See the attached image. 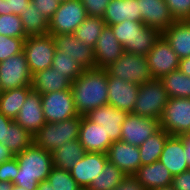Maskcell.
Returning <instances> with one entry per match:
<instances>
[{
  "mask_svg": "<svg viewBox=\"0 0 190 190\" xmlns=\"http://www.w3.org/2000/svg\"><path fill=\"white\" fill-rule=\"evenodd\" d=\"M56 51L69 54L84 69L95 68L94 48L78 40L74 34H58L53 36Z\"/></svg>",
  "mask_w": 190,
  "mask_h": 190,
  "instance_id": "9a60e30c",
  "label": "cell"
},
{
  "mask_svg": "<svg viewBox=\"0 0 190 190\" xmlns=\"http://www.w3.org/2000/svg\"><path fill=\"white\" fill-rule=\"evenodd\" d=\"M162 36L179 59L190 57V20L175 21L162 32Z\"/></svg>",
  "mask_w": 190,
  "mask_h": 190,
  "instance_id": "4316f807",
  "label": "cell"
},
{
  "mask_svg": "<svg viewBox=\"0 0 190 190\" xmlns=\"http://www.w3.org/2000/svg\"><path fill=\"white\" fill-rule=\"evenodd\" d=\"M31 2L48 21L53 17L60 4L58 0H31Z\"/></svg>",
  "mask_w": 190,
  "mask_h": 190,
  "instance_id": "ee69618b",
  "label": "cell"
},
{
  "mask_svg": "<svg viewBox=\"0 0 190 190\" xmlns=\"http://www.w3.org/2000/svg\"><path fill=\"white\" fill-rule=\"evenodd\" d=\"M0 35L14 38H27L21 18L15 14L0 15Z\"/></svg>",
  "mask_w": 190,
  "mask_h": 190,
  "instance_id": "8d00e7d4",
  "label": "cell"
},
{
  "mask_svg": "<svg viewBox=\"0 0 190 190\" xmlns=\"http://www.w3.org/2000/svg\"><path fill=\"white\" fill-rule=\"evenodd\" d=\"M176 21L190 20V0H165Z\"/></svg>",
  "mask_w": 190,
  "mask_h": 190,
  "instance_id": "ab89813d",
  "label": "cell"
},
{
  "mask_svg": "<svg viewBox=\"0 0 190 190\" xmlns=\"http://www.w3.org/2000/svg\"><path fill=\"white\" fill-rule=\"evenodd\" d=\"M160 128L170 136L190 133V98H172L166 103Z\"/></svg>",
  "mask_w": 190,
  "mask_h": 190,
  "instance_id": "9c48e42d",
  "label": "cell"
},
{
  "mask_svg": "<svg viewBox=\"0 0 190 190\" xmlns=\"http://www.w3.org/2000/svg\"><path fill=\"white\" fill-rule=\"evenodd\" d=\"M13 183L12 182H0V190H12Z\"/></svg>",
  "mask_w": 190,
  "mask_h": 190,
  "instance_id": "f5cc1de1",
  "label": "cell"
},
{
  "mask_svg": "<svg viewBox=\"0 0 190 190\" xmlns=\"http://www.w3.org/2000/svg\"><path fill=\"white\" fill-rule=\"evenodd\" d=\"M178 69L186 76H190V57L180 59Z\"/></svg>",
  "mask_w": 190,
  "mask_h": 190,
  "instance_id": "f907efd6",
  "label": "cell"
},
{
  "mask_svg": "<svg viewBox=\"0 0 190 190\" xmlns=\"http://www.w3.org/2000/svg\"><path fill=\"white\" fill-rule=\"evenodd\" d=\"M82 116L72 117L61 122H46L33 136V142L45 151L53 152L63 143L79 139Z\"/></svg>",
  "mask_w": 190,
  "mask_h": 190,
  "instance_id": "277c9868",
  "label": "cell"
},
{
  "mask_svg": "<svg viewBox=\"0 0 190 190\" xmlns=\"http://www.w3.org/2000/svg\"><path fill=\"white\" fill-rule=\"evenodd\" d=\"M32 87H19L0 92V113L15 120Z\"/></svg>",
  "mask_w": 190,
  "mask_h": 190,
  "instance_id": "f546056e",
  "label": "cell"
},
{
  "mask_svg": "<svg viewBox=\"0 0 190 190\" xmlns=\"http://www.w3.org/2000/svg\"><path fill=\"white\" fill-rule=\"evenodd\" d=\"M89 16L103 17L110 0H81Z\"/></svg>",
  "mask_w": 190,
  "mask_h": 190,
  "instance_id": "7bdbcfd3",
  "label": "cell"
},
{
  "mask_svg": "<svg viewBox=\"0 0 190 190\" xmlns=\"http://www.w3.org/2000/svg\"><path fill=\"white\" fill-rule=\"evenodd\" d=\"M48 182L52 185L54 190H79L80 187L72 178L69 171L53 167L49 176Z\"/></svg>",
  "mask_w": 190,
  "mask_h": 190,
  "instance_id": "74e56055",
  "label": "cell"
},
{
  "mask_svg": "<svg viewBox=\"0 0 190 190\" xmlns=\"http://www.w3.org/2000/svg\"><path fill=\"white\" fill-rule=\"evenodd\" d=\"M12 190H27L26 188H23L21 186L13 185Z\"/></svg>",
  "mask_w": 190,
  "mask_h": 190,
  "instance_id": "db71d44e",
  "label": "cell"
},
{
  "mask_svg": "<svg viewBox=\"0 0 190 190\" xmlns=\"http://www.w3.org/2000/svg\"><path fill=\"white\" fill-rule=\"evenodd\" d=\"M12 121H13L12 119L0 113V143H2L3 145H4L5 127L9 126V124Z\"/></svg>",
  "mask_w": 190,
  "mask_h": 190,
  "instance_id": "7dc6e473",
  "label": "cell"
},
{
  "mask_svg": "<svg viewBox=\"0 0 190 190\" xmlns=\"http://www.w3.org/2000/svg\"><path fill=\"white\" fill-rule=\"evenodd\" d=\"M134 176L146 190L170 186L173 179V175L160 161L141 165Z\"/></svg>",
  "mask_w": 190,
  "mask_h": 190,
  "instance_id": "cb8c5ba5",
  "label": "cell"
},
{
  "mask_svg": "<svg viewBox=\"0 0 190 190\" xmlns=\"http://www.w3.org/2000/svg\"><path fill=\"white\" fill-rule=\"evenodd\" d=\"M125 176L122 170L107 160L104 169L92 181L88 190H114Z\"/></svg>",
  "mask_w": 190,
  "mask_h": 190,
  "instance_id": "836d02e7",
  "label": "cell"
},
{
  "mask_svg": "<svg viewBox=\"0 0 190 190\" xmlns=\"http://www.w3.org/2000/svg\"><path fill=\"white\" fill-rule=\"evenodd\" d=\"M147 58L150 72L154 79H160L162 76L179 68L180 59L162 35L149 51Z\"/></svg>",
  "mask_w": 190,
  "mask_h": 190,
  "instance_id": "7c38bea8",
  "label": "cell"
},
{
  "mask_svg": "<svg viewBox=\"0 0 190 190\" xmlns=\"http://www.w3.org/2000/svg\"><path fill=\"white\" fill-rule=\"evenodd\" d=\"M51 153L54 167L69 171L77 161L82 159L85 150L79 140H73L63 143Z\"/></svg>",
  "mask_w": 190,
  "mask_h": 190,
  "instance_id": "83f0119b",
  "label": "cell"
},
{
  "mask_svg": "<svg viewBox=\"0 0 190 190\" xmlns=\"http://www.w3.org/2000/svg\"><path fill=\"white\" fill-rule=\"evenodd\" d=\"M138 7L141 22L161 33L176 21L165 0H138Z\"/></svg>",
  "mask_w": 190,
  "mask_h": 190,
  "instance_id": "d6986e66",
  "label": "cell"
},
{
  "mask_svg": "<svg viewBox=\"0 0 190 190\" xmlns=\"http://www.w3.org/2000/svg\"><path fill=\"white\" fill-rule=\"evenodd\" d=\"M19 171L16 157L0 164V182H12Z\"/></svg>",
  "mask_w": 190,
  "mask_h": 190,
  "instance_id": "b9f144b4",
  "label": "cell"
},
{
  "mask_svg": "<svg viewBox=\"0 0 190 190\" xmlns=\"http://www.w3.org/2000/svg\"><path fill=\"white\" fill-rule=\"evenodd\" d=\"M37 190H54L48 180H44L39 183Z\"/></svg>",
  "mask_w": 190,
  "mask_h": 190,
  "instance_id": "816d5d0a",
  "label": "cell"
},
{
  "mask_svg": "<svg viewBox=\"0 0 190 190\" xmlns=\"http://www.w3.org/2000/svg\"><path fill=\"white\" fill-rule=\"evenodd\" d=\"M31 0H0V15L15 14L20 16L21 11L28 8Z\"/></svg>",
  "mask_w": 190,
  "mask_h": 190,
  "instance_id": "60d3db41",
  "label": "cell"
},
{
  "mask_svg": "<svg viewBox=\"0 0 190 190\" xmlns=\"http://www.w3.org/2000/svg\"><path fill=\"white\" fill-rule=\"evenodd\" d=\"M108 104L118 110L133 113L139 85L111 77L108 74Z\"/></svg>",
  "mask_w": 190,
  "mask_h": 190,
  "instance_id": "2e32d148",
  "label": "cell"
},
{
  "mask_svg": "<svg viewBox=\"0 0 190 190\" xmlns=\"http://www.w3.org/2000/svg\"><path fill=\"white\" fill-rule=\"evenodd\" d=\"M33 143V135L14 120L5 127L4 145L15 155L21 153Z\"/></svg>",
  "mask_w": 190,
  "mask_h": 190,
  "instance_id": "1f68e13d",
  "label": "cell"
},
{
  "mask_svg": "<svg viewBox=\"0 0 190 190\" xmlns=\"http://www.w3.org/2000/svg\"><path fill=\"white\" fill-rule=\"evenodd\" d=\"M108 160L107 153L85 152L69 170L72 178L82 189H88L92 181L102 172Z\"/></svg>",
  "mask_w": 190,
  "mask_h": 190,
  "instance_id": "5bb4252c",
  "label": "cell"
},
{
  "mask_svg": "<svg viewBox=\"0 0 190 190\" xmlns=\"http://www.w3.org/2000/svg\"><path fill=\"white\" fill-rule=\"evenodd\" d=\"M108 73L106 69H84L72 82L71 91L77 114L85 116L90 110L108 104Z\"/></svg>",
  "mask_w": 190,
  "mask_h": 190,
  "instance_id": "6da1fadb",
  "label": "cell"
},
{
  "mask_svg": "<svg viewBox=\"0 0 190 190\" xmlns=\"http://www.w3.org/2000/svg\"><path fill=\"white\" fill-rule=\"evenodd\" d=\"M168 100L163 83L159 79H153L139 85L133 114L160 120Z\"/></svg>",
  "mask_w": 190,
  "mask_h": 190,
  "instance_id": "5b68a950",
  "label": "cell"
},
{
  "mask_svg": "<svg viewBox=\"0 0 190 190\" xmlns=\"http://www.w3.org/2000/svg\"><path fill=\"white\" fill-rule=\"evenodd\" d=\"M32 73L24 52L0 62V92L19 87H31Z\"/></svg>",
  "mask_w": 190,
  "mask_h": 190,
  "instance_id": "30bf717a",
  "label": "cell"
},
{
  "mask_svg": "<svg viewBox=\"0 0 190 190\" xmlns=\"http://www.w3.org/2000/svg\"><path fill=\"white\" fill-rule=\"evenodd\" d=\"M88 14L81 0L60 2L58 9L49 20L48 34H73Z\"/></svg>",
  "mask_w": 190,
  "mask_h": 190,
  "instance_id": "52a82bcc",
  "label": "cell"
},
{
  "mask_svg": "<svg viewBox=\"0 0 190 190\" xmlns=\"http://www.w3.org/2000/svg\"><path fill=\"white\" fill-rule=\"evenodd\" d=\"M55 51L53 36L49 34L28 36L25 39L23 52L32 75L52 67Z\"/></svg>",
  "mask_w": 190,
  "mask_h": 190,
  "instance_id": "ba28073f",
  "label": "cell"
},
{
  "mask_svg": "<svg viewBox=\"0 0 190 190\" xmlns=\"http://www.w3.org/2000/svg\"><path fill=\"white\" fill-rule=\"evenodd\" d=\"M159 80L163 83L169 99L190 98V76H186L179 69L162 76Z\"/></svg>",
  "mask_w": 190,
  "mask_h": 190,
  "instance_id": "d6a6232c",
  "label": "cell"
},
{
  "mask_svg": "<svg viewBox=\"0 0 190 190\" xmlns=\"http://www.w3.org/2000/svg\"><path fill=\"white\" fill-rule=\"evenodd\" d=\"M114 190H146L134 175H126Z\"/></svg>",
  "mask_w": 190,
  "mask_h": 190,
  "instance_id": "bcb514c9",
  "label": "cell"
},
{
  "mask_svg": "<svg viewBox=\"0 0 190 190\" xmlns=\"http://www.w3.org/2000/svg\"><path fill=\"white\" fill-rule=\"evenodd\" d=\"M169 136L170 134L160 128L138 146L141 165L152 164L159 161L164 144Z\"/></svg>",
  "mask_w": 190,
  "mask_h": 190,
  "instance_id": "4dcf8cb0",
  "label": "cell"
},
{
  "mask_svg": "<svg viewBox=\"0 0 190 190\" xmlns=\"http://www.w3.org/2000/svg\"><path fill=\"white\" fill-rule=\"evenodd\" d=\"M41 102L46 122L56 123L79 116L75 107L71 88L41 94Z\"/></svg>",
  "mask_w": 190,
  "mask_h": 190,
  "instance_id": "8fae6325",
  "label": "cell"
},
{
  "mask_svg": "<svg viewBox=\"0 0 190 190\" xmlns=\"http://www.w3.org/2000/svg\"><path fill=\"white\" fill-rule=\"evenodd\" d=\"M115 37L124 48V52L147 56L162 33L146 26L143 22L124 20L111 25Z\"/></svg>",
  "mask_w": 190,
  "mask_h": 190,
  "instance_id": "3957f363",
  "label": "cell"
},
{
  "mask_svg": "<svg viewBox=\"0 0 190 190\" xmlns=\"http://www.w3.org/2000/svg\"><path fill=\"white\" fill-rule=\"evenodd\" d=\"M156 190H174V188L170 185V186L162 187Z\"/></svg>",
  "mask_w": 190,
  "mask_h": 190,
  "instance_id": "11a10c76",
  "label": "cell"
},
{
  "mask_svg": "<svg viewBox=\"0 0 190 190\" xmlns=\"http://www.w3.org/2000/svg\"><path fill=\"white\" fill-rule=\"evenodd\" d=\"M15 157L19 171L12 183L27 190H37L39 183L47 180L54 167L52 153L38 147L34 142Z\"/></svg>",
  "mask_w": 190,
  "mask_h": 190,
  "instance_id": "7a4b0ae2",
  "label": "cell"
},
{
  "mask_svg": "<svg viewBox=\"0 0 190 190\" xmlns=\"http://www.w3.org/2000/svg\"><path fill=\"white\" fill-rule=\"evenodd\" d=\"M102 18L108 26L121 23L124 20L141 22L138 0H110Z\"/></svg>",
  "mask_w": 190,
  "mask_h": 190,
  "instance_id": "d4e9b609",
  "label": "cell"
},
{
  "mask_svg": "<svg viewBox=\"0 0 190 190\" xmlns=\"http://www.w3.org/2000/svg\"><path fill=\"white\" fill-rule=\"evenodd\" d=\"M105 25L102 17L88 15L73 34L82 43L94 48Z\"/></svg>",
  "mask_w": 190,
  "mask_h": 190,
  "instance_id": "e575fe53",
  "label": "cell"
},
{
  "mask_svg": "<svg viewBox=\"0 0 190 190\" xmlns=\"http://www.w3.org/2000/svg\"><path fill=\"white\" fill-rule=\"evenodd\" d=\"M14 121L33 136L46 123L41 102V94L39 92L31 90L27 94L24 104Z\"/></svg>",
  "mask_w": 190,
  "mask_h": 190,
  "instance_id": "e0dca14e",
  "label": "cell"
},
{
  "mask_svg": "<svg viewBox=\"0 0 190 190\" xmlns=\"http://www.w3.org/2000/svg\"><path fill=\"white\" fill-rule=\"evenodd\" d=\"M160 129V120L128 113L121 126L123 142L140 146L148 137Z\"/></svg>",
  "mask_w": 190,
  "mask_h": 190,
  "instance_id": "4fadbf2b",
  "label": "cell"
},
{
  "mask_svg": "<svg viewBox=\"0 0 190 190\" xmlns=\"http://www.w3.org/2000/svg\"><path fill=\"white\" fill-rule=\"evenodd\" d=\"M110 162L116 165L126 175H134L141 166L138 146L123 141L113 142L107 152Z\"/></svg>",
  "mask_w": 190,
  "mask_h": 190,
  "instance_id": "7402d4cb",
  "label": "cell"
},
{
  "mask_svg": "<svg viewBox=\"0 0 190 190\" xmlns=\"http://www.w3.org/2000/svg\"><path fill=\"white\" fill-rule=\"evenodd\" d=\"M124 53V48L117 40L111 26L105 25L94 47L95 68L106 69Z\"/></svg>",
  "mask_w": 190,
  "mask_h": 190,
  "instance_id": "ac0fdd59",
  "label": "cell"
},
{
  "mask_svg": "<svg viewBox=\"0 0 190 190\" xmlns=\"http://www.w3.org/2000/svg\"><path fill=\"white\" fill-rule=\"evenodd\" d=\"M25 39L0 35V62L23 52Z\"/></svg>",
  "mask_w": 190,
  "mask_h": 190,
  "instance_id": "f35d334b",
  "label": "cell"
},
{
  "mask_svg": "<svg viewBox=\"0 0 190 190\" xmlns=\"http://www.w3.org/2000/svg\"><path fill=\"white\" fill-rule=\"evenodd\" d=\"M78 140L85 152L107 153L113 143L103 126L89 120L86 116H82Z\"/></svg>",
  "mask_w": 190,
  "mask_h": 190,
  "instance_id": "44dd1931",
  "label": "cell"
},
{
  "mask_svg": "<svg viewBox=\"0 0 190 190\" xmlns=\"http://www.w3.org/2000/svg\"><path fill=\"white\" fill-rule=\"evenodd\" d=\"M19 17L27 37L48 34L49 21L32 2L29 3L27 9L21 11Z\"/></svg>",
  "mask_w": 190,
  "mask_h": 190,
  "instance_id": "f1b7e54d",
  "label": "cell"
},
{
  "mask_svg": "<svg viewBox=\"0 0 190 190\" xmlns=\"http://www.w3.org/2000/svg\"><path fill=\"white\" fill-rule=\"evenodd\" d=\"M52 68L67 77L71 82L75 81L82 73L84 68L75 61L69 54H62L55 51Z\"/></svg>",
  "mask_w": 190,
  "mask_h": 190,
  "instance_id": "d590c367",
  "label": "cell"
},
{
  "mask_svg": "<svg viewBox=\"0 0 190 190\" xmlns=\"http://www.w3.org/2000/svg\"><path fill=\"white\" fill-rule=\"evenodd\" d=\"M184 143L180 136H169L159 161L175 176L190 169L185 159Z\"/></svg>",
  "mask_w": 190,
  "mask_h": 190,
  "instance_id": "603a6c76",
  "label": "cell"
},
{
  "mask_svg": "<svg viewBox=\"0 0 190 190\" xmlns=\"http://www.w3.org/2000/svg\"><path fill=\"white\" fill-rule=\"evenodd\" d=\"M171 186L174 190H190V169L173 176Z\"/></svg>",
  "mask_w": 190,
  "mask_h": 190,
  "instance_id": "f6af8a7d",
  "label": "cell"
},
{
  "mask_svg": "<svg viewBox=\"0 0 190 190\" xmlns=\"http://www.w3.org/2000/svg\"><path fill=\"white\" fill-rule=\"evenodd\" d=\"M72 82L52 67L32 75V90L40 94L63 91L71 88Z\"/></svg>",
  "mask_w": 190,
  "mask_h": 190,
  "instance_id": "484cf974",
  "label": "cell"
},
{
  "mask_svg": "<svg viewBox=\"0 0 190 190\" xmlns=\"http://www.w3.org/2000/svg\"><path fill=\"white\" fill-rule=\"evenodd\" d=\"M180 137L184 143V151H185V159L187 160L188 167L190 168V133L189 134H182Z\"/></svg>",
  "mask_w": 190,
  "mask_h": 190,
  "instance_id": "c3c4849f",
  "label": "cell"
},
{
  "mask_svg": "<svg viewBox=\"0 0 190 190\" xmlns=\"http://www.w3.org/2000/svg\"><path fill=\"white\" fill-rule=\"evenodd\" d=\"M14 156V154L2 143H0V164H2L5 161L11 160Z\"/></svg>",
  "mask_w": 190,
  "mask_h": 190,
  "instance_id": "681fc988",
  "label": "cell"
},
{
  "mask_svg": "<svg viewBox=\"0 0 190 190\" xmlns=\"http://www.w3.org/2000/svg\"><path fill=\"white\" fill-rule=\"evenodd\" d=\"M127 115L128 112L107 104L90 110L85 116L96 124L102 125L110 140L115 142L120 141L121 126Z\"/></svg>",
  "mask_w": 190,
  "mask_h": 190,
  "instance_id": "ffe728a7",
  "label": "cell"
},
{
  "mask_svg": "<svg viewBox=\"0 0 190 190\" xmlns=\"http://www.w3.org/2000/svg\"><path fill=\"white\" fill-rule=\"evenodd\" d=\"M106 71L111 77L137 85H143L154 79L147 56L134 53L124 52L120 58L106 68Z\"/></svg>",
  "mask_w": 190,
  "mask_h": 190,
  "instance_id": "8992f818",
  "label": "cell"
}]
</instances>
